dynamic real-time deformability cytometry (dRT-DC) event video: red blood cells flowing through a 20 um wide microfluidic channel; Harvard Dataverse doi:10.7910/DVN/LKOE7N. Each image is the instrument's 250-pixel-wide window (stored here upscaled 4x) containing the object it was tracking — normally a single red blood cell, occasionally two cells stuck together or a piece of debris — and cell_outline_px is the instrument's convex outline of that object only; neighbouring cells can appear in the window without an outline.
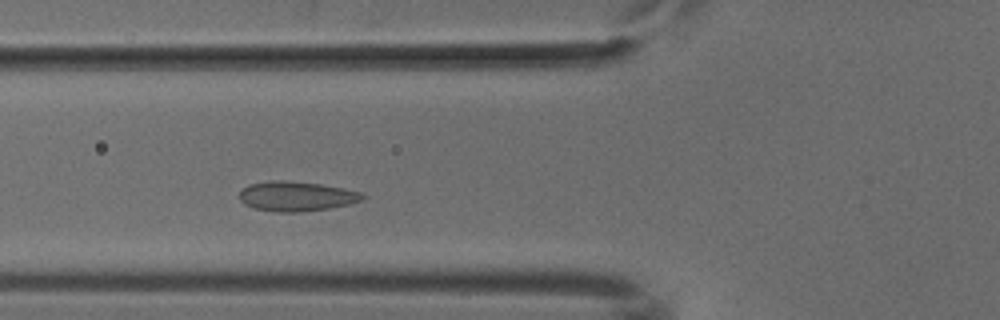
{"species": "common noctule bat (a hibernating species)", "species_latin": "Nyctalus noctula", "temperature_condition": "cold", "stored_images_in_passage": 45, "camera_frame_rate_fps": 3000, "um_per_image_px": 0.085, "animal": {"sex": "male", "body_mass_g": 18.8}, "frame": {"image": 1, "passage_image": 12, "time_ms": 3.667, "image_size_px": [1000, 320], "cell_outline_px": [[368, 196], [364, 200], [348, 204], [328, 208], [300, 212], [280, 212], [256, 208], [244, 204], [240, 200], [240, 192], [248, 184], [272, 180], [284, 180], [320, 184], [344, 188], [360, 192]], "centroid_in_image_um": [25.22, 16.67], "position_along_channel_um": 100.6, "area_um2": 21.27}}
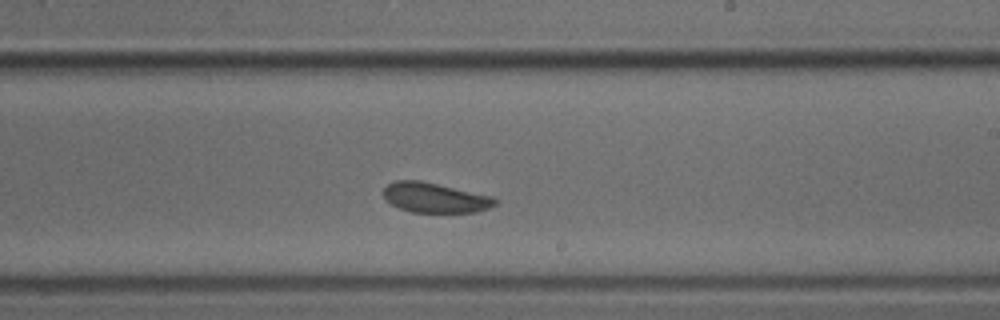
{"frame": {"image": 2, "passage_image": 24, "time_ms": 7.667, "image_size_px": [1000, 320], "cell_outline_px": [[500, 200], [496, 204], [488, 208], [476, 212], [412, 212], [400, 208], [384, 200], [384, 188], [388, 184], [396, 180], [420, 180], [492, 196]], "centroid_in_image_um": [36.98, 16.8], "position_along_channel_um": 252.0, "area_um2": 19.42}}
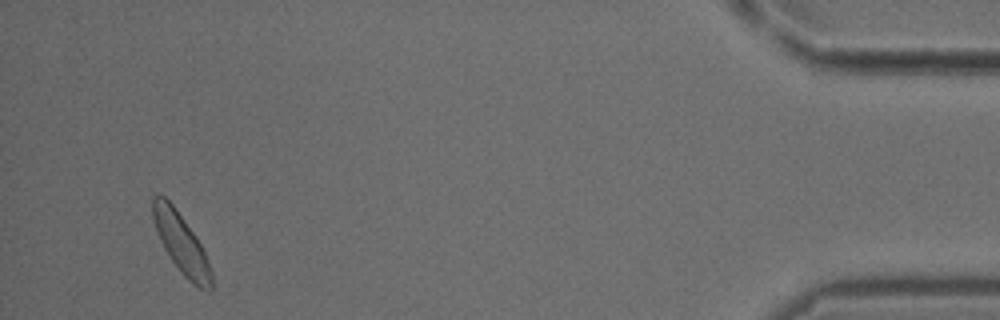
{"frame": {"image": 3, "passage_image": 43, "time_ms": 14.0, "image_size_px": [1000, 320], "cell_outline_px": [[212, 288], [208, 292], [192, 284], [180, 272], [164, 248], [160, 240], [152, 216], [152, 196], [156, 192], [160, 192], [172, 204], [196, 236], [204, 252], [212, 272]], "centroid_in_image_um": [15.39, 20.67], "position_along_channel_um": 419.8, "area_um2": 20.35}}